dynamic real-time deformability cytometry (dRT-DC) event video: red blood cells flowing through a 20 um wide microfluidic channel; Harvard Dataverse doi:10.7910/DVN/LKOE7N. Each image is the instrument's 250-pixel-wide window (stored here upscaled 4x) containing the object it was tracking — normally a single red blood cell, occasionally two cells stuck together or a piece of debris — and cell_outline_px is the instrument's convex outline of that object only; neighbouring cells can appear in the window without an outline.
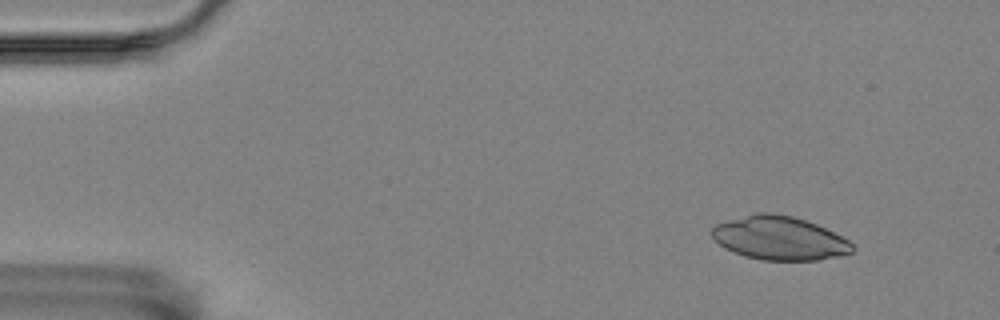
{"species": "Egyptian fruit bat (a non-hibernating species)", "species_latin": "Rousettus aegyptiacus", "temperature_condition": "room temperature", "stored_images_in_passage": 4, "camera_frame_rate_fps": 3000, "um_per_image_px": 0.085, "animal": {"sex": "female"}, "frame": {"image": 1, "passage_image": 1, "time_ms": 0.0, "image_size_px": [1000, 320], "cell_outline_px": [[856, 248], [852, 252], [840, 256], [820, 260], [760, 260], [744, 256], [724, 248], [712, 236], [712, 228], [716, 224], [728, 220], [756, 212], [768, 212], [792, 216], [816, 224], [848, 240]], "centroid_in_image_um": [66.25, 20.25], "position_along_channel_um": 18.8, "area_um2": 35.6}}